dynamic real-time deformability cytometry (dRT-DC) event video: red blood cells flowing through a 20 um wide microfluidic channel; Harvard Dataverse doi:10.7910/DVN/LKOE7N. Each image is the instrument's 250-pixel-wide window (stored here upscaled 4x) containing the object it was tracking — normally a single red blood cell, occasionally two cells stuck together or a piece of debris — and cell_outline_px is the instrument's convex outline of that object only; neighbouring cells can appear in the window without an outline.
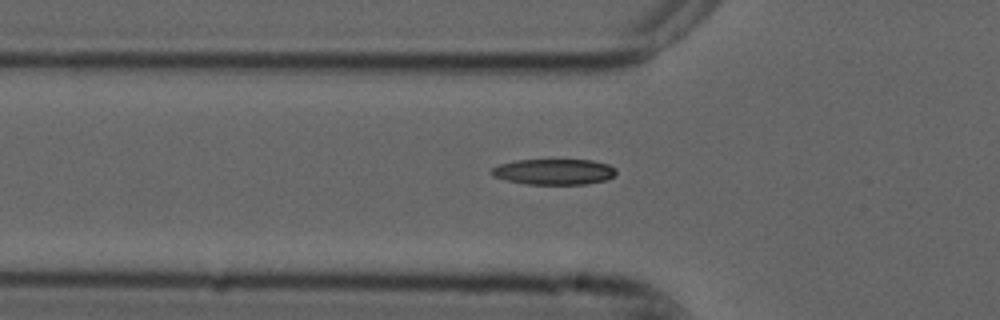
{"species": "common noctule bat (a hibernating species)", "species_latin": "Nyctalus noctula", "temperature_condition": "cold", "stored_images_in_passage": 4, "camera_frame_rate_fps": 3000, "um_per_image_px": 0.085, "animal": {"sex": "male", "forearm_length_mm": 52.5}, "frame": {"image": 1, "passage_image": 4, "time_ms": 1.0, "image_size_px": [1000, 320], "cell_outline_px": [[616, 172], [608, 180], [584, 184], [524, 184], [504, 180], [492, 176], [488, 172], [492, 168], [500, 164], [516, 160], [592, 160], [608, 164], [616, 168]], "centroid_in_image_um": [47.05, 14.6], "position_along_channel_um": 78.7, "area_um2": 18.84}}